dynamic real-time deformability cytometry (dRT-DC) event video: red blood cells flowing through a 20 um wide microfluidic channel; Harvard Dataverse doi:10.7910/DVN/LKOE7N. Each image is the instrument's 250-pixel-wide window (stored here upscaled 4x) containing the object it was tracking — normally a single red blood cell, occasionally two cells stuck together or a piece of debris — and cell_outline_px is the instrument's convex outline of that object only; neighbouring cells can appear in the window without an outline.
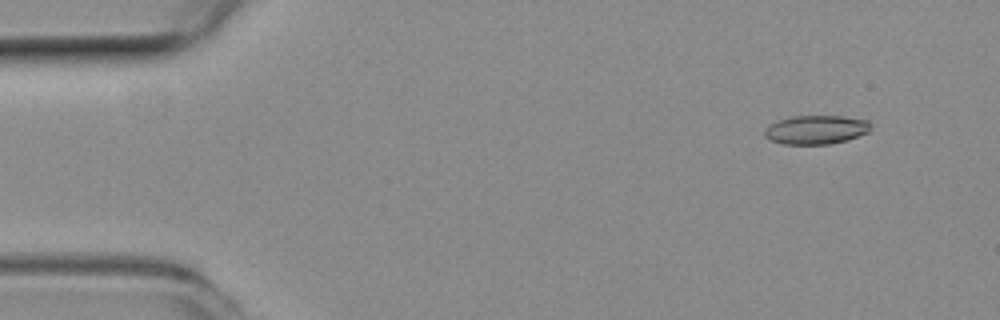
{"species": "common noctule bat (a hibernating species)", "species_latin": "Nyctalus noctula", "temperature_condition": "room temperature", "stored_images_in_passage": 52, "camera_frame_rate_fps": 3000, "um_per_image_px": 0.085, "animal": {"sex": "female", "body_mass_g": 19.3, "forearm_length_mm": 54.1}, "frame": {"image": 1, "passage_image": 5, "time_ms": 1.333, "image_size_px": [1000, 320], "cell_outline_px": [[872, 128], [868, 132], [848, 140], [828, 144], [784, 144], [768, 140], [764, 136], [764, 128], [768, 124], [776, 120], [792, 116], [844, 116], [868, 120], [872, 124]], "centroid_in_image_um": [69.34, 11.02], "position_along_channel_um": 15.7, "area_um2": 18.21}}
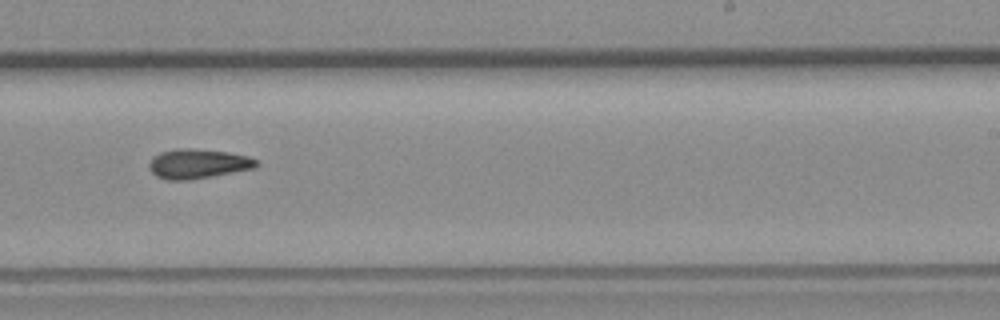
{"frame": {"image": 2, "passage_image": 32, "time_ms": 10.333, "image_size_px": [1000, 320], "cell_outline_px": [[260, 164], [256, 168], [192, 180], [168, 180], [156, 176], [148, 168], [148, 164], [160, 152], [176, 148], [192, 148], [228, 152], [248, 156], [256, 160]], "centroid_in_image_um": [16.85, 13.92], "position_along_channel_um": 272.2, "area_um2": 18.61}}
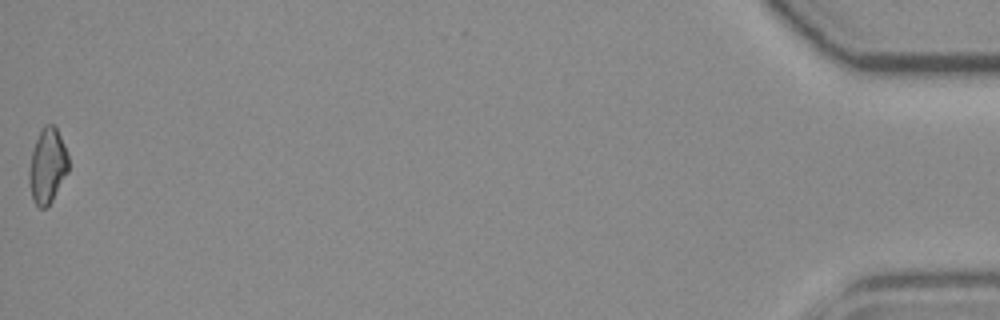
{"frame": {"image": 3, "passage_image": 52, "time_ms": 17.0, "image_size_px": [1000, 320], "cell_outline_px": [[68, 172], [48, 208], [40, 208], [32, 200], [28, 184], [28, 172], [32, 152], [40, 128], [44, 124], [52, 124], [56, 128], [60, 136], [68, 156]], "centroid_in_image_um": [4.01, 14.13], "position_along_channel_um": 431.2, "area_um2": 17.34}}